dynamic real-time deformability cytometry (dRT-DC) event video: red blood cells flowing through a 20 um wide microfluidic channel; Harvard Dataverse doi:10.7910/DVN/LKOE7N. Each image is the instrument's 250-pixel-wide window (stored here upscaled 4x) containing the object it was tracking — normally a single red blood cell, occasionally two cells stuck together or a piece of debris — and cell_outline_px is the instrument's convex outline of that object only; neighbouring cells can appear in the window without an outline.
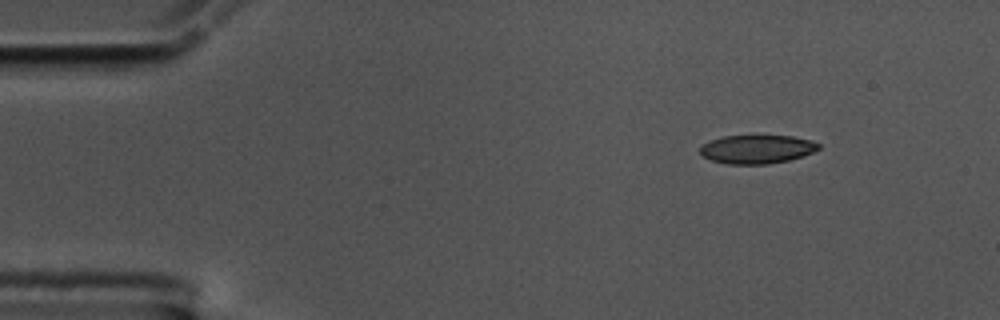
{"species": "common noctule bat (a hibernating species)", "species_latin": "Nyctalus noctula", "temperature_condition": "cold", "stored_images_in_passage": 51, "camera_frame_rate_fps": 3000, "um_per_image_px": 0.085, "animal": {"sex": "male", "body_mass_g": 17.5, "forearm_length_mm": 52.3}, "frame": {"image": 1, "passage_image": 1, "time_ms": 0.0, "image_size_px": [1000, 320], "cell_outline_px": [[820, 148], [804, 156], [788, 160], [768, 164], [728, 164], [712, 160], [700, 156], [700, 148], [704, 144], [712, 140], [724, 136], [792, 136], [808, 140], [820, 144]], "centroid_in_image_um": [64.33, 12.69], "position_along_channel_um": 20.7, "area_um2": 19.59}}
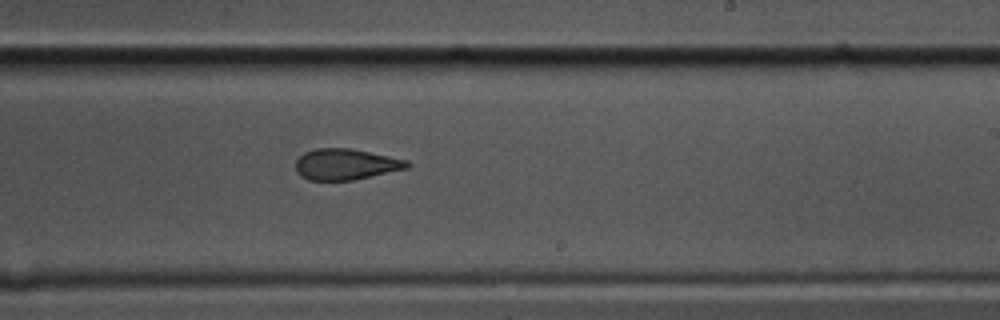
{"frame": {"image": 2, "passage_image": 28, "time_ms": 9.0, "image_size_px": [1000, 320], "cell_outline_px": [[412, 164], [408, 168], [352, 180], [308, 180], [300, 176], [296, 172], [296, 160], [304, 152], [316, 148], [352, 148], [408, 160]], "centroid_in_image_um": [29.38, 13.96], "position_along_channel_um": 259.6, "area_um2": 20.23}}
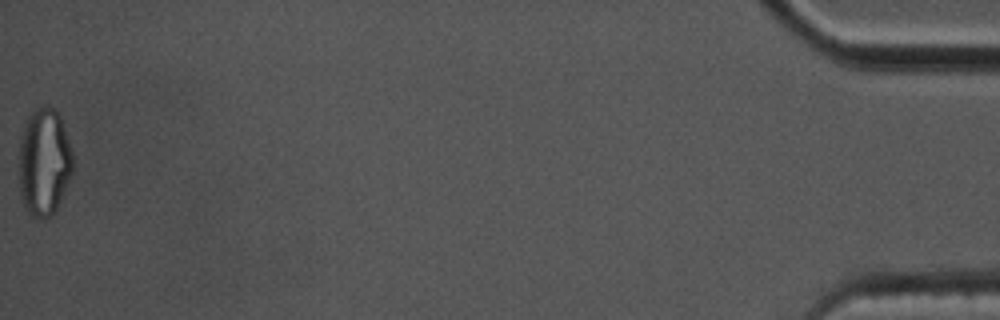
{"frame": {"image": 3, "passage_image": 51, "time_ms": 16.667, "image_size_px": [1000, 320], "cell_outline_px": [[72, 172], [64, 192], [52, 216], [44, 220], [32, 216], [24, 208], [20, 200], [20, 136], [24, 124], [32, 108], [44, 104], [48, 104], [60, 116], [72, 152]], "centroid_in_image_um": [3.73, 13.76], "position_along_channel_um": 431.5, "area_um2": 34.04}, "authors_computed_cell_mechanics": {"area_um2": 21.5016, "velocity_mm_per_s": 3.54, "shape_relaxation_time_tau1_ms": 9.664, "shape_relaxation_time_tau2_ms": 2.03, "deformation_change_tau1": 0.2024, "deformation_change_tau2": 0.0863}}